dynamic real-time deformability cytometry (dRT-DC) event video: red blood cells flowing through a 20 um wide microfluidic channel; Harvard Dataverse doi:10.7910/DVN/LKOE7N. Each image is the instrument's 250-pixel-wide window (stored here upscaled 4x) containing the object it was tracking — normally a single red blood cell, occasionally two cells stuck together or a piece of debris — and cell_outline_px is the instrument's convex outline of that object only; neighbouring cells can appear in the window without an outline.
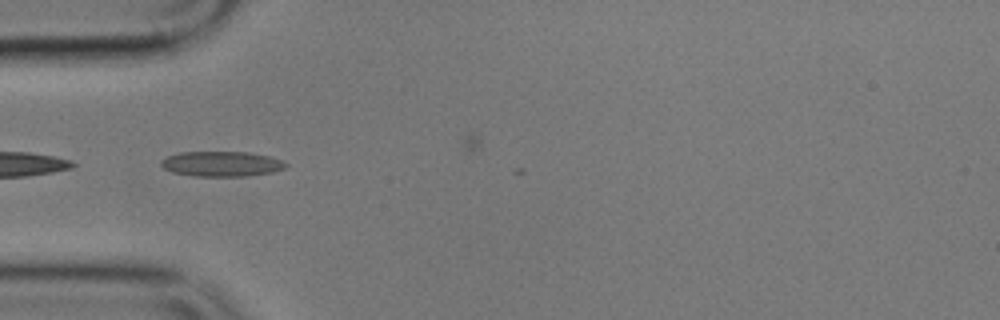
{"species": "common noctule bat (a hibernating species)", "species_latin": "Nyctalus noctula", "temperature_condition": "cold", "stored_images_in_passage": 7, "camera_frame_rate_fps": 3000, "um_per_image_px": 0.085, "animal": {"sex": "male", "body_mass_g": 17.9}, "frame": {"image": 1, "passage_image": 6, "time_ms": 5.667, "image_size_px": [1000, 320], "cell_outline_px": [[288, 164], [284, 168], [272, 172], [244, 176], [196, 176], [172, 172], [164, 168], [160, 164], [160, 160], [168, 156], [180, 152], [248, 152], [268, 156], [284, 160]], "centroid_in_image_um": [18.83, 13.92], "position_along_channel_um": 66.2, "area_um2": 18.21}}
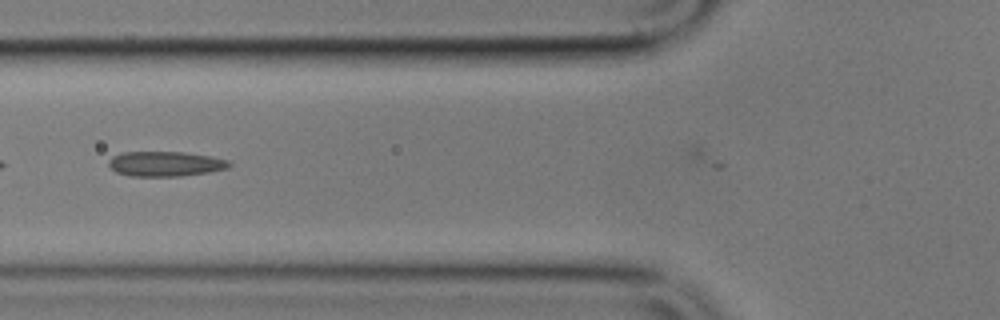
{"frame": {"image": 2, "passage_image": 7, "time_ms": 7.0, "image_size_px": [1000, 320], "cell_outline_px": [[232, 164], [228, 168], [208, 172], [180, 176], [128, 176], [116, 172], [108, 164], [108, 160], [112, 156], [124, 152], [184, 152], [208, 156], [228, 160]], "centroid_in_image_um": [14.03, 13.93], "position_along_channel_um": 111.8, "area_um2": 17.46}}